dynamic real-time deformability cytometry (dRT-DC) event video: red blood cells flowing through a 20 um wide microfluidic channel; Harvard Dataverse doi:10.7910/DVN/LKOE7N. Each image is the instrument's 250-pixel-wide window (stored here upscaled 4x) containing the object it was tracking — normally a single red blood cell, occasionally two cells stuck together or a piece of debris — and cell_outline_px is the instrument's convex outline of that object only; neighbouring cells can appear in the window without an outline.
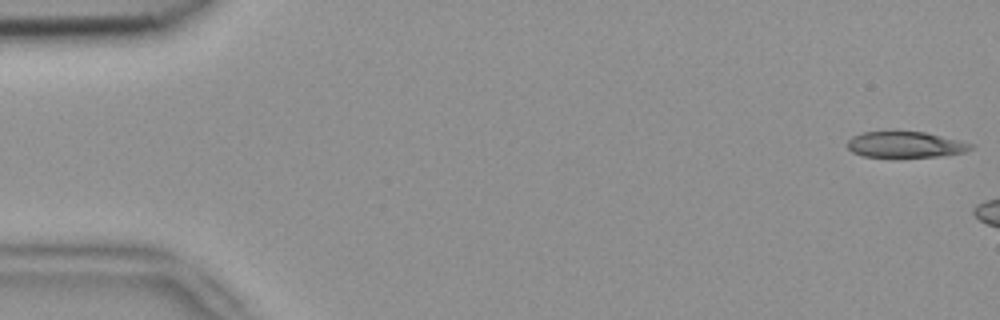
{"species": "common noctule bat (a hibernating species)", "species_latin": "Nyctalus noctula", "temperature_condition": "room temperature", "stored_images_in_passage": 3, "camera_frame_rate_fps": 3000, "um_per_image_px": 0.085, "animal": {"sex": "female", "body_mass_g": 18.4}, "frame": {"image": 1, "passage_image": 1, "time_ms": 0.0, "image_size_px": [1000, 320], "cell_outline_px": [[976, 144], [972, 148], [964, 152], [940, 156], [896, 160], [860, 156], [852, 152], [848, 148], [848, 140], [852, 136], [860, 132], [892, 128], [896, 128], [924, 132]], "centroid_in_image_um": [76.87, 12.29], "position_along_channel_um": 8.1, "area_um2": 20.52}}